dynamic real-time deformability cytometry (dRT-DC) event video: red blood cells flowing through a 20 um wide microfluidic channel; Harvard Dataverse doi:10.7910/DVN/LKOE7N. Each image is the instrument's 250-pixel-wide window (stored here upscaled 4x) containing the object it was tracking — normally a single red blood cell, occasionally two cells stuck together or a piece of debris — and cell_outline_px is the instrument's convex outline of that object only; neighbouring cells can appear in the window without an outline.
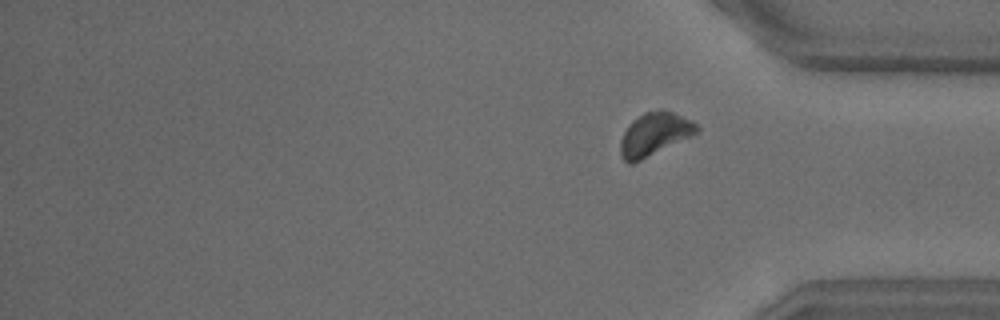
{"species": "common noctule bat (a hibernating species)", "species_latin": "Nyctalus noctula", "temperature_condition": "warm", "stored_images_in_passage": 25, "segment_of_instrument_passage": [2, 2], "camera_frame_rate_fps": 3000, "um_per_image_px": 0.085, "animal": {"sex": "male", "body_mass_g": 18.8}, "frame": {"image": 1, "passage_image": 25, "time_ms": 8.0, "image_size_px": [1000, 320], "cell_outline_px": [[700, 132], [692, 136], [632, 164], [628, 164], [620, 156], [620, 140], [628, 124], [632, 120], [644, 112], [672, 112], [692, 120], [700, 128]], "centroid_in_image_um": [55.62, 11.43], "position_along_channel_um": 379.6, "area_um2": 18.96}}